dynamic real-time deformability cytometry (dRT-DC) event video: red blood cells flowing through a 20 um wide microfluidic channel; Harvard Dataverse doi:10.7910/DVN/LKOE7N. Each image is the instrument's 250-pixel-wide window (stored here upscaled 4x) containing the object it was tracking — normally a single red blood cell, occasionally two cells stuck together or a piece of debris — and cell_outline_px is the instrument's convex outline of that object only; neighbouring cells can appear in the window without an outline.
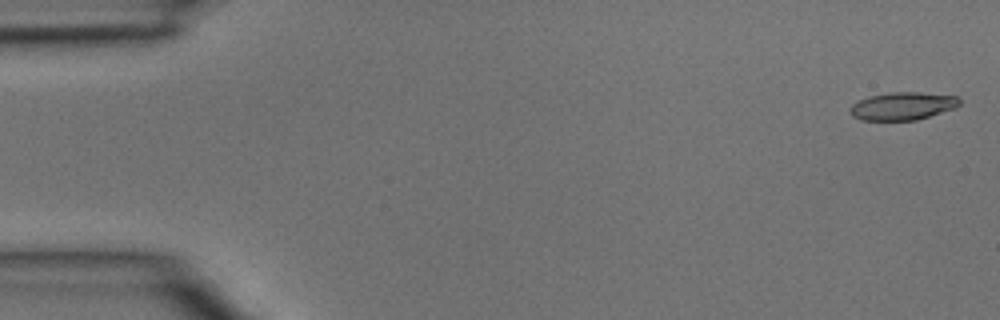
{"species": "common noctule bat (a hibernating species)", "species_latin": "Nyctalus noctula", "temperature_condition": "room temperature", "stored_images_in_passage": 4, "camera_frame_rate_fps": 3000, "um_per_image_px": 0.085, "animal": {"sex": "male", "body_mass_g": 15.6}, "frame": {"image": 1, "passage_image": 1, "time_ms": 0.0, "image_size_px": [1000, 320], "cell_outline_px": [[960, 104], [956, 108], [916, 120], [860, 120], [852, 116], [848, 112], [848, 108], [852, 104], [868, 96], [892, 92], [920, 92], [956, 96], [960, 100]], "centroid_in_image_um": [76.69, 9.02], "position_along_channel_um": 8.3, "area_um2": 17.86}}
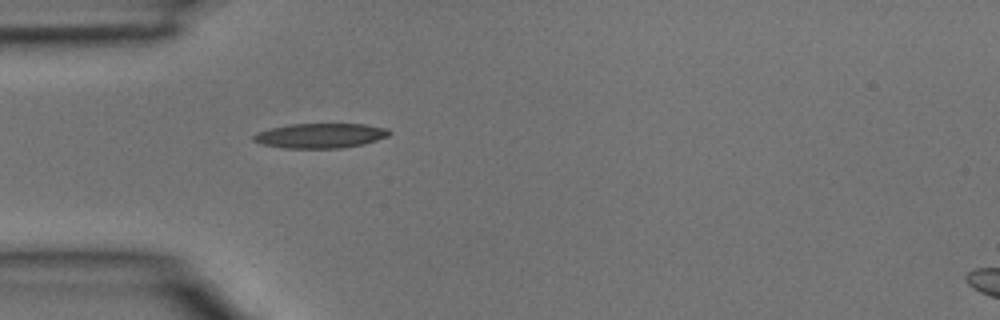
{"frame": {"image": 2, "passage_image": 4, "time_ms": 1.0, "image_size_px": [1000, 320], "cell_outline_px": [[392, 132], [388, 136], [364, 144], [340, 148], [284, 148], [260, 144], [252, 140], [252, 136], [256, 132], [288, 124], [364, 124], [388, 128]], "centroid_in_image_um": [27.21, 11.53], "position_along_channel_um": 57.8, "area_um2": 19.71}}